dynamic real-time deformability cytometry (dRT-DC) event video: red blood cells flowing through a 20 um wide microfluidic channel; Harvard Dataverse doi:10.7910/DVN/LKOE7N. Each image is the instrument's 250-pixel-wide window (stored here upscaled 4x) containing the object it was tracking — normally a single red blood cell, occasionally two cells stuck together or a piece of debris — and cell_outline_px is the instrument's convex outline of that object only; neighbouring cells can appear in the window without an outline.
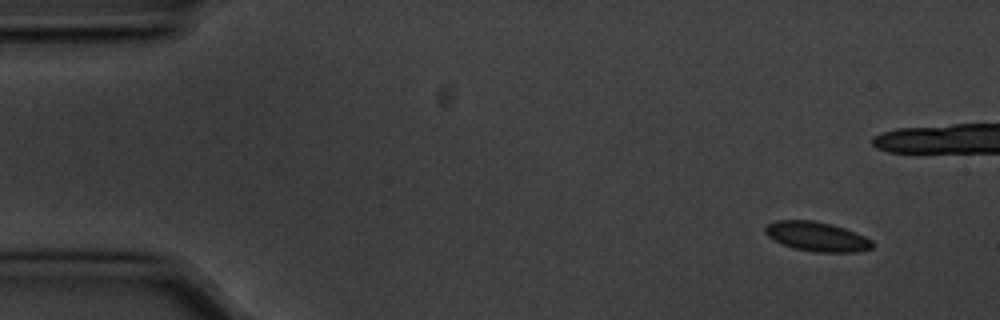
{"species": "common noctule bat (a hibernating species)", "species_latin": "Nyctalus noctula", "temperature_condition": "cold", "stored_images_in_passage": 11, "camera_frame_rate_fps": 3000, "um_per_image_px": 0.085, "animal": {"sex": "male", "body_mass_g": 20.1, "forearm_length_mm": 53.5}, "frame": {"image": 1, "passage_image": 1, "time_ms": 0.0, "image_size_px": [1000, 320], "cell_outline_px": [[872, 248], [856, 252], [816, 252], [792, 248], [768, 236], [764, 232], [764, 228], [768, 224], [776, 220], [812, 220], [832, 224], [844, 228], [864, 236], [872, 240]], "centroid_in_image_um": [69.42, 20.1], "position_along_channel_um": 15.6, "area_um2": 18.26}}